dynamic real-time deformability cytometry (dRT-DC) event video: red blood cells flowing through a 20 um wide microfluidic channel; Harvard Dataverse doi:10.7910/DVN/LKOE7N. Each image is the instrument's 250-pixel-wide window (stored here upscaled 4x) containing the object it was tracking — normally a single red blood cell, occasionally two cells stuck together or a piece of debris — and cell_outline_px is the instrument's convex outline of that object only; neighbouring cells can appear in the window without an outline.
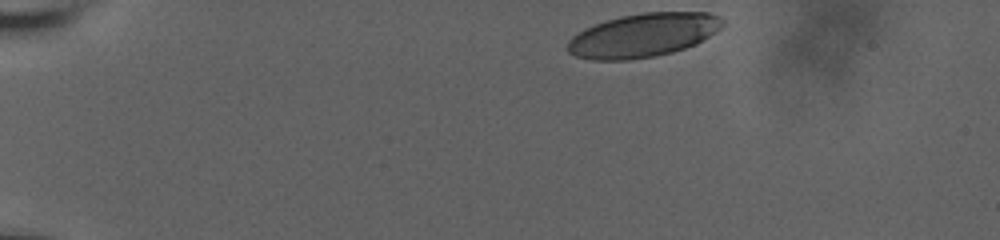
{"species": "human", "species_latin": "Homo sapiens", "temperature_condition": "room temperature", "stored_images_in_passage": 41, "camera_frame_rate_fps": 3000, "um_per_image_px": 0.085, "donor": {"sex": "male"}, "frame": {"image": 1, "passage_image": 1, "time_ms": 0.0, "image_size_px": [1000, 240], "cell_outline_px": [[724, 24], [716, 32], [696, 44], [672, 52], [652, 56], [628, 60], [592, 60], [576, 56], [568, 52], [568, 40], [572, 36], [584, 28], [620, 16], [644, 12], [708, 12], [720, 16], [724, 20]], "centroid_in_image_um": [54.68, 2.98], "position_along_channel_um": 30.3, "area_um2": 39.42}}
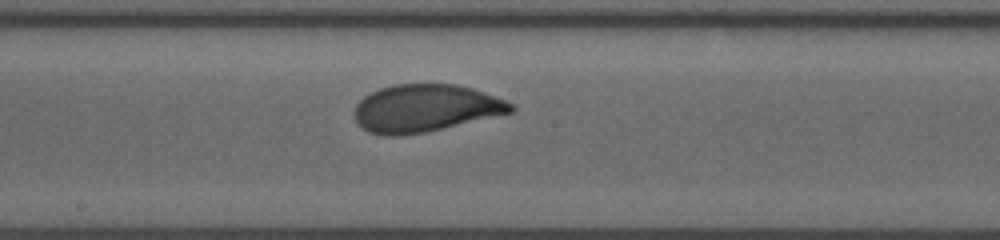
{"frame": {"image": 2, "passage_image": 24, "time_ms": 7.667, "image_size_px": [1000, 240], "cell_outline_px": [[516, 108], [512, 112], [424, 132], [396, 136], [384, 136], [368, 132], [356, 120], [352, 112], [356, 104], [364, 96], [380, 88], [396, 84], [456, 84], [472, 88], [484, 92], [504, 100], [512, 104]], "centroid_in_image_um": [36.11, 9.19], "position_along_channel_um": 212.1, "area_um2": 42.95}}
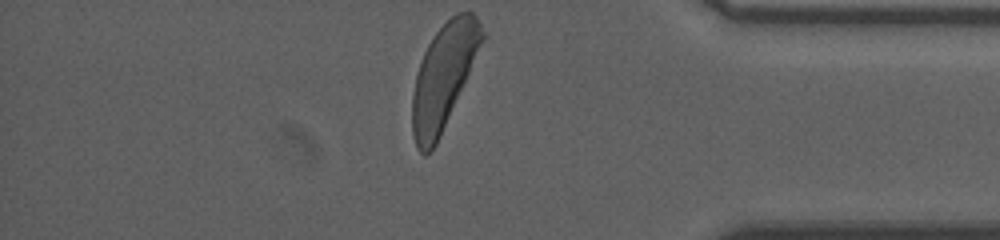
{"frame": {"image": 3, "passage_image": 41, "time_ms": 13.333, "image_size_px": [1000, 240], "cell_outline_px": [[488, 36], [436, 144], [424, 156], [416, 148], [412, 136], [412, 96], [416, 76], [424, 52], [432, 36], [456, 12], [472, 12], [476, 16]], "centroid_in_image_um": [37.75, 6.48], "position_along_channel_um": 397.5, "area_um2": 42.77}, "authors_computed_cell_mechanics": {"area_um2": 42.772, "velocity_mm_per_s": 3.6226, "shape_relaxation_time_tau1_ms": 3.9722, "shape_relaxation_time_tau2_ms": null, "deformation_change_tau1": 0.1651, "deformation_change_tau2": null}}